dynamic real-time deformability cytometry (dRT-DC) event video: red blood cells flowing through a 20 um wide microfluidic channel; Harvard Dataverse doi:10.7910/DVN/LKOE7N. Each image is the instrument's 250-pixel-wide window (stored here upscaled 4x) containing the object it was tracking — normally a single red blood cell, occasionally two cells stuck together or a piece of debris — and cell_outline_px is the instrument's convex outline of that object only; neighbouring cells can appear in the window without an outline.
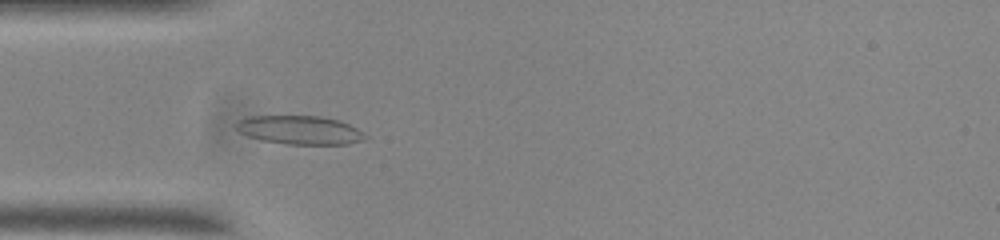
{"species": "common noctule bat (a hibernating species)", "species_latin": "Nyctalus noctula", "temperature_condition": "room temperature", "stored_images_in_passage": 53, "camera_frame_rate_fps": 3000, "um_per_image_px": 0.085, "animal": {"sex": "male", "body_mass_g": 20.0, "forearm_length_mm": 53.3}, "frame": {"image": 1, "passage_image": 14, "time_ms": 4.333, "image_size_px": [1000, 240], "cell_outline_px": [[368, 136], [364, 140], [348, 144], [288, 144], [260, 140], [248, 136], [240, 132], [232, 124], [236, 120], [248, 116], [320, 116], [340, 120], [356, 128]], "centroid_in_image_um": [25.44, 11.04], "position_along_channel_um": 59.6, "area_um2": 21.73}}
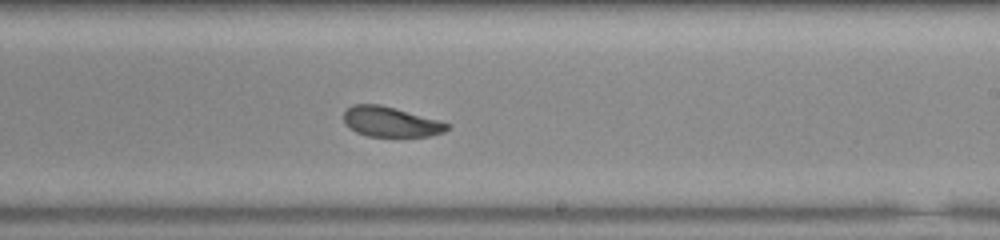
{"frame": {"image": 2, "passage_image": 30, "time_ms": 9.667, "image_size_px": [1000, 240], "cell_outline_px": [[452, 124], [444, 132], [428, 136], [368, 136], [356, 132], [348, 128], [344, 124], [344, 112], [352, 104], [380, 104], [396, 108]], "centroid_in_image_um": [33.18, 10.35], "position_along_channel_um": 255.8, "area_um2": 18.15}}
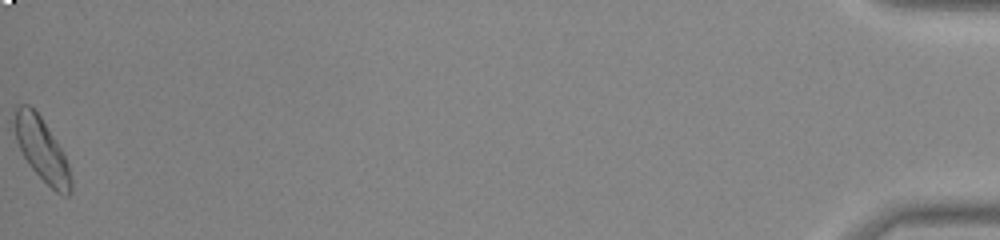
{"frame": {"image": 3, "passage_image": 53, "time_ms": 17.333, "image_size_px": [1000, 240], "cell_outline_px": [[72, 192], [68, 196], [64, 196], [56, 192], [28, 164], [16, 140], [16, 108], [20, 104], [28, 104], [40, 116], [60, 148], [68, 164], [72, 180]], "centroid_in_image_um": [3.59, 12.77], "position_along_channel_um": 431.6, "area_um2": 20.0}, "authors_computed_cell_mechanics": {"area_um2": 19.8254, "velocity_mm_per_s": 3.6979, "shape_relaxation_time_tau1_ms": 2.5083, "shape_relaxation_time_tau2_ms": 3.6778, "deformation_change_tau1": 0.0847, "deformation_change_tau2": 0.1111}}